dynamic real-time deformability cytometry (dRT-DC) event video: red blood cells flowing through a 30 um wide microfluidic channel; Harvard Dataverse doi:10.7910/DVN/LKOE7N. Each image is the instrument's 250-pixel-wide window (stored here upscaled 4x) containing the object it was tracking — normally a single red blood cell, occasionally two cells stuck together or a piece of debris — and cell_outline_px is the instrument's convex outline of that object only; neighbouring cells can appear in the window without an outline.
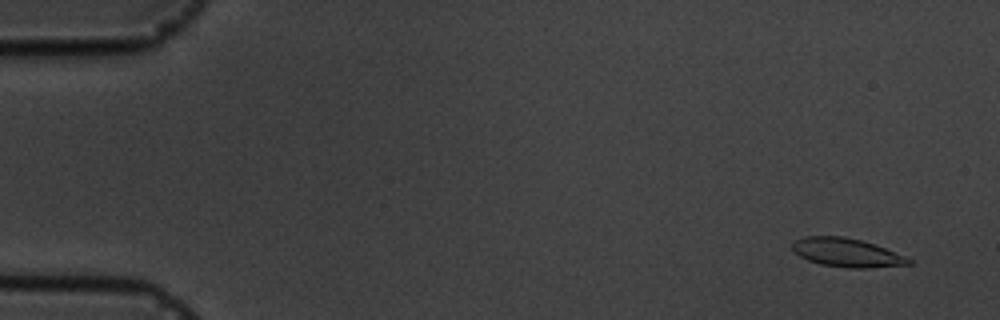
{"species": "common noctule bat (a hibernating species)", "species_latin": "Nyctalus noctula", "temperature_condition": "cold", "stored_images_in_passage": 6, "camera_frame_rate_fps": 3000, "um_per_image_px": 0.085, "animal": {"sex": "male", "body_mass_g": 19.5, "forearm_length_mm": 54.6}, "frame": {"image": 1, "passage_image": 2, "time_ms": 1.0, "image_size_px": [1000, 320], "cell_outline_px": [[912, 264], [868, 268], [848, 268], [820, 264], [808, 260], [792, 252], [792, 244], [796, 240], [804, 236], [840, 236], [860, 240], [884, 248], [904, 256], [912, 260]], "centroid_in_image_um": [71.93, 21.48], "position_along_channel_um": 13.1, "area_um2": 19.25}}
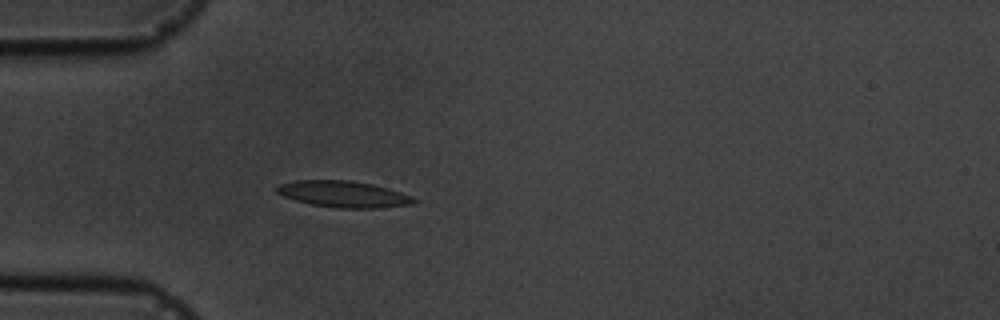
{"frame": {"image": 2, "passage_image": 6, "time_ms": 5.333, "image_size_px": [1000, 320], "cell_outline_px": [[416, 200], [412, 204], [380, 208], [340, 208], [312, 204], [296, 200], [284, 196], [276, 192], [276, 188], [280, 184], [296, 180], [348, 180], [372, 184], [388, 188], [412, 196]], "centroid_in_image_um": [29.2, 16.5], "position_along_channel_um": 55.8, "area_um2": 20.87}}